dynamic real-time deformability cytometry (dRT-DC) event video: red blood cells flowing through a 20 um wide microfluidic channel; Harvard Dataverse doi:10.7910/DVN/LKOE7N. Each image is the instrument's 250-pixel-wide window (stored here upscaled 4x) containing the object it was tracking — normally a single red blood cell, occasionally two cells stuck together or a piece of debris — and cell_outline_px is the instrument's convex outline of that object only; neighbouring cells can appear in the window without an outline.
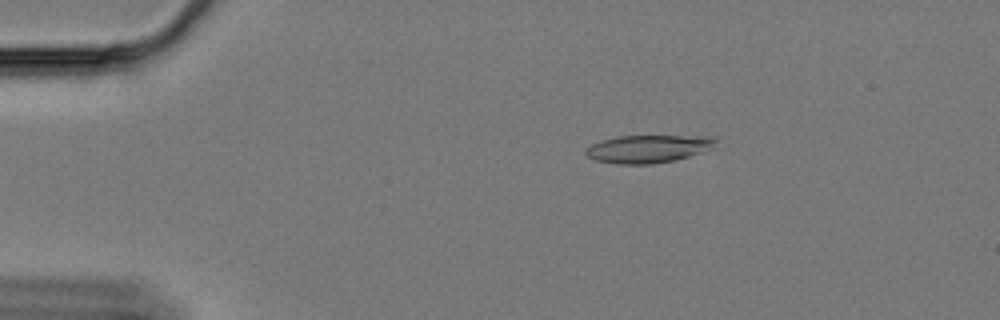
{"species": "Egyptian fruit bat (a non-hibernating species)", "species_latin": "Rousettus aegyptiacus", "temperature_condition": "cold", "stored_images_in_passage": 60, "camera_frame_rate_fps": 3000, "um_per_image_px": 0.085, "animal": {"sex": "female"}, "frame": {"image": 1, "passage_image": 11, "time_ms": 3.333, "image_size_px": [1000, 320], "cell_outline_px": [[716, 140], [700, 152], [676, 160], [652, 164], [616, 164], [596, 160], [588, 156], [584, 152], [584, 148], [600, 140], [616, 136], [700, 136]], "centroid_in_image_um": [54.92, 12.66], "position_along_channel_um": 30.1, "area_um2": 20.58}}
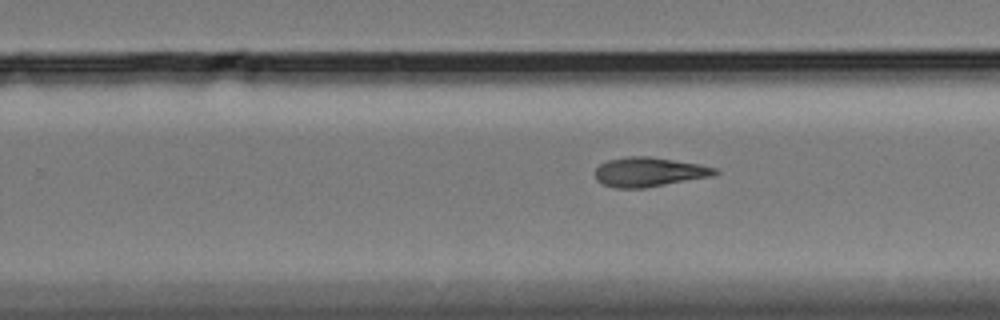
{"frame": {"image": 2, "passage_image": 38, "time_ms": 12.333, "image_size_px": [1000, 320], "cell_outline_px": [[720, 172], [712, 176], [644, 188], [616, 188], [604, 184], [596, 180], [596, 168], [600, 164], [608, 160], [628, 156], [648, 156], [700, 164], [716, 168]], "centroid_in_image_um": [55.17, 14.61], "position_along_channel_um": 274.6, "area_um2": 20.4}}
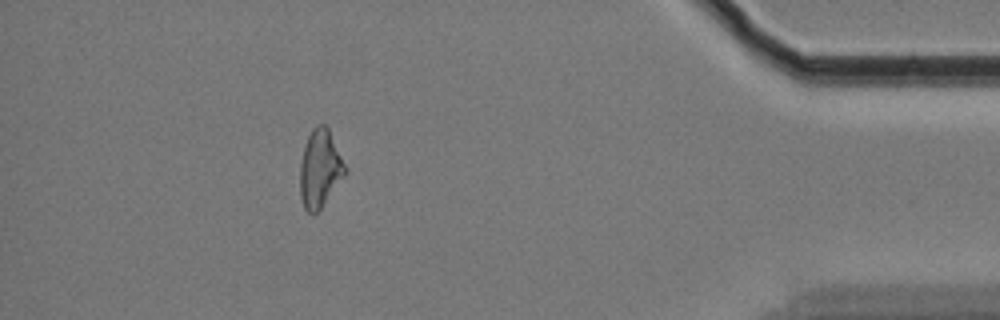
{"frame": {"image": 3, "passage_image": 54, "time_ms": 17.667, "image_size_px": [1000, 320], "cell_outline_px": [[348, 172], [320, 208], [312, 216], [304, 208], [300, 196], [300, 164], [304, 148], [308, 136], [312, 128], [316, 124], [324, 124], [328, 128]], "centroid_in_image_um": [27.19, 14.35], "position_along_channel_um": 408.0, "area_um2": 20.23}, "authors_computed_cell_mechanics": {"area_um2": 20.519, "velocity_mm_per_s": 3.3532, "shape_relaxation_time_tau1_ms": 9.3049, "shape_relaxation_time_tau2_ms": null, "deformation_change_tau1": 0.1865, "deformation_change_tau2": null}}